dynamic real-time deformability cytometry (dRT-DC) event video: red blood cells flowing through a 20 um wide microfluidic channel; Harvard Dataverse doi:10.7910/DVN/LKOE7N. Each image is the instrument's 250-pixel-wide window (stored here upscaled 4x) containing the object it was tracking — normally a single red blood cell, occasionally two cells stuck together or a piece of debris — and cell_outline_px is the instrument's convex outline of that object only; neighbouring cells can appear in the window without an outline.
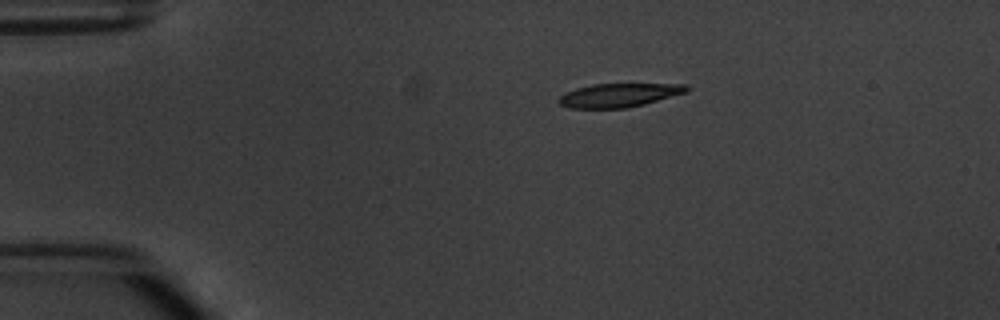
{"species": "common noctule bat (a hibernating species)", "species_latin": "Nyctalus noctula", "temperature_condition": "warm", "stored_images_in_passage": 6, "camera_frame_rate_fps": 3000, "um_per_image_px": 0.085, "animal": {"sex": "male", "body_mass_g": 20.1, "forearm_length_mm": 53.5}, "frame": {"image": 1, "passage_image": 1, "time_ms": 0.0, "image_size_px": [1000, 320], "cell_outline_px": [[688, 92], [644, 104], [624, 108], [572, 108], [560, 104], [556, 100], [560, 96], [576, 88], [592, 84], [688, 84]], "centroid_in_image_um": [52.62, 8.09], "position_along_channel_um": 32.4, "area_um2": 17.51}}
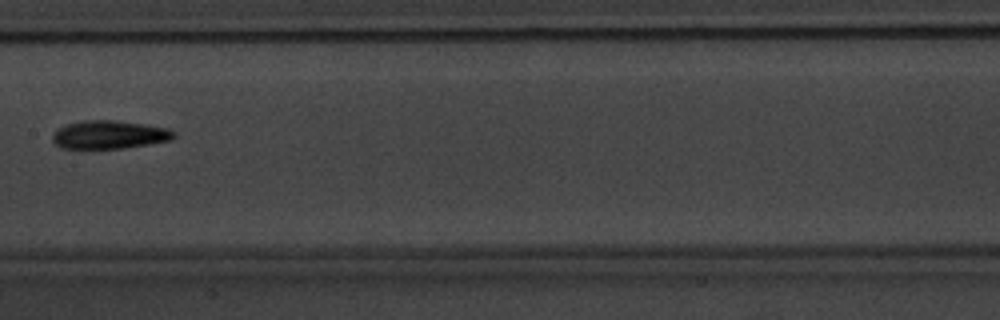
{"frame": {"image": 2, "passage_image": 5, "time_ms": 5.667, "image_size_px": [1000, 320], "cell_outline_px": [[176, 136], [172, 140], [124, 148], [60, 148], [52, 140], [52, 136], [64, 124], [84, 120], [116, 120], [144, 124], [168, 128], [176, 132]], "centroid_in_image_um": [9.32, 11.44], "position_along_channel_um": 198.1, "area_um2": 20.0}}
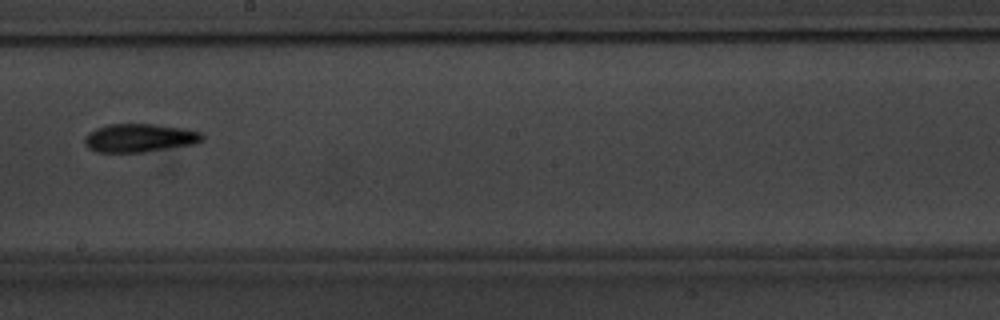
{"frame": {"image": 3, "passage_image": 6, "time_ms": 6.667, "image_size_px": [1000, 320], "cell_outline_px": [[204, 140], [196, 144], [144, 152], [96, 152], [88, 148], [84, 144], [84, 136], [88, 132], [96, 128], [108, 124], [156, 124], [188, 128], [204, 132]], "centroid_in_image_um": [11.91, 11.71], "position_along_channel_um": 236.3, "area_um2": 19.94}}